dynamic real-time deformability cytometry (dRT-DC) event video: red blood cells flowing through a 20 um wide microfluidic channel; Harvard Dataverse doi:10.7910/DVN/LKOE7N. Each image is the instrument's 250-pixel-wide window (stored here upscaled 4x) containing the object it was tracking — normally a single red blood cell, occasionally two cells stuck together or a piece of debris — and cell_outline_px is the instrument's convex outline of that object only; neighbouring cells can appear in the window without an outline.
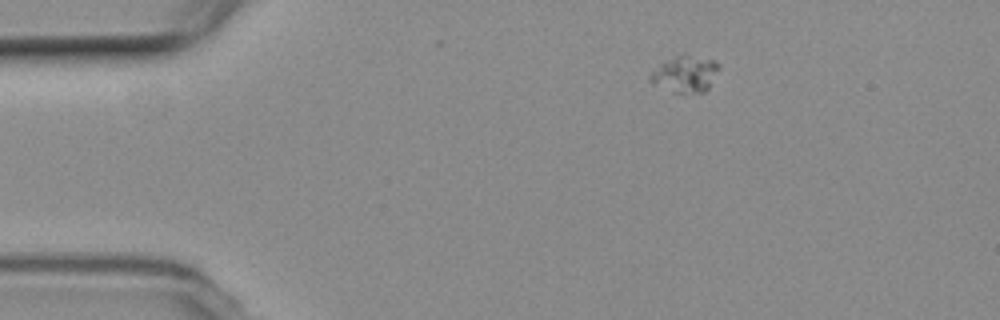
{"species": "common noctule bat (a hibernating species)", "species_latin": "Nyctalus noctula", "temperature_condition": "room temperature", "stored_images_in_passage": 4, "camera_frame_rate_fps": 3000, "um_per_image_px": 0.085, "animal": {"sex": "female", "body_mass_g": 19.3, "forearm_length_mm": 54.1}, "frame": {"image": 1, "passage_image": 1, "time_ms": 0.0, "image_size_px": [1000, 320], "cell_outline_px": [[720, 68], [708, 88], [704, 92], [672, 92], [652, 84], [648, 80], [648, 72], [652, 68], [664, 60], [676, 56], [684, 56], [716, 60], [720, 64]], "centroid_in_image_um": [58.17, 6.3], "position_along_channel_um": 26.8, "area_um2": 14.68}}
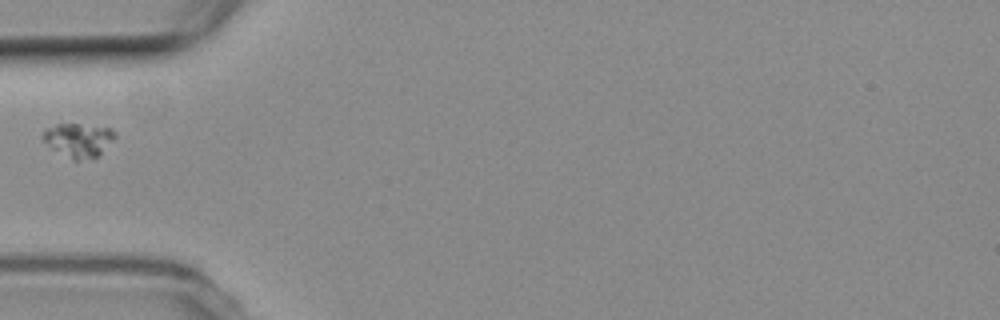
{"frame": {"image": 2, "passage_image": 3, "time_ms": 3.333, "image_size_px": [1000, 320], "cell_outline_px": [[116, 136], [100, 156], [76, 160], [72, 160], [52, 148], [40, 136], [44, 128], [56, 124], [76, 124], [112, 128], [116, 132]], "centroid_in_image_um": [6.67, 11.89], "position_along_channel_um": 78.3, "area_um2": 14.28}}
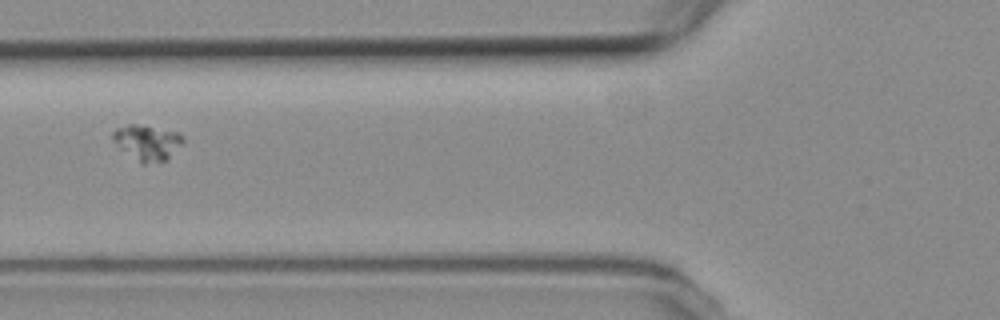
{"frame": {"image": 3, "passage_image": 4, "time_ms": 4.333, "image_size_px": [1000, 320], "cell_outline_px": [[184, 140], [164, 160], [144, 164], [140, 164], [120, 148], [112, 140], [112, 132], [116, 128], [128, 124], [136, 124], [180, 132], [184, 136]], "centroid_in_image_um": [12.47, 12.09], "position_along_channel_um": 113.3, "area_um2": 14.28}}